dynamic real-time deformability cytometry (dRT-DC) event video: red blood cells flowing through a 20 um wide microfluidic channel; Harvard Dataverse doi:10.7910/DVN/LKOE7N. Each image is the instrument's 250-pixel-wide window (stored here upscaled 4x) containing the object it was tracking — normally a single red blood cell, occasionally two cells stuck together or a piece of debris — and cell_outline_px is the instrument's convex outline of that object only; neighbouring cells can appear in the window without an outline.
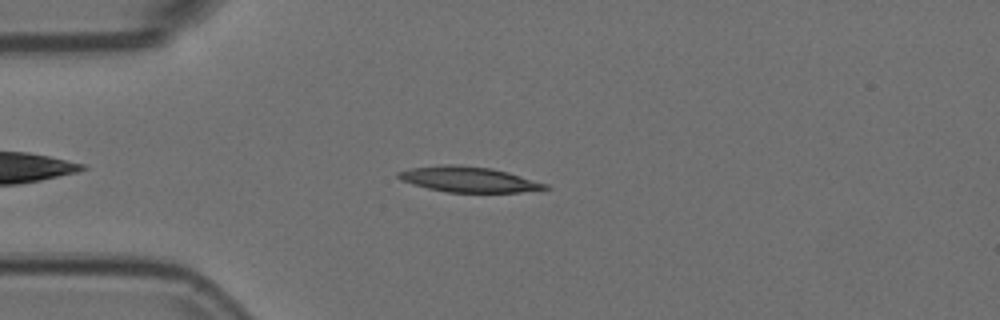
{"species": "Egyptian fruit bat (a non-hibernating species)", "species_latin": "Rousettus aegyptiacus", "temperature_condition": "room temperature", "stored_images_in_passage": 6, "camera_frame_rate_fps": 3000, "um_per_image_px": 0.085, "animal": {"sex": "female"}, "frame": {"image": 1, "passage_image": 3, "time_ms": 0.667, "image_size_px": [1000, 320], "cell_outline_px": [[552, 188], [520, 192], [448, 192], [428, 188], [412, 184], [400, 180], [396, 176], [396, 172], [412, 168], [444, 164], [456, 164], [492, 168], [508, 172], [548, 184]], "centroid_in_image_um": [39.83, 15.24], "position_along_channel_um": 45.2, "area_um2": 21.79}}
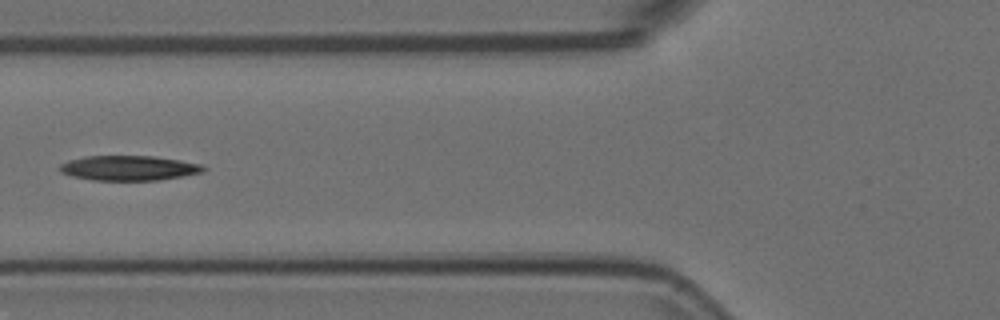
{"frame": {"image": 2, "passage_image": 5, "time_ms": 1.333, "image_size_px": [1000, 320], "cell_outline_px": [[208, 168], [204, 172], [156, 180], [92, 180], [72, 176], [60, 172], [56, 168], [60, 164], [68, 160], [84, 156], [152, 156], [180, 160], [200, 164]], "centroid_in_image_um": [10.9, 14.28], "position_along_channel_um": 114.9, "area_um2": 20.87}}
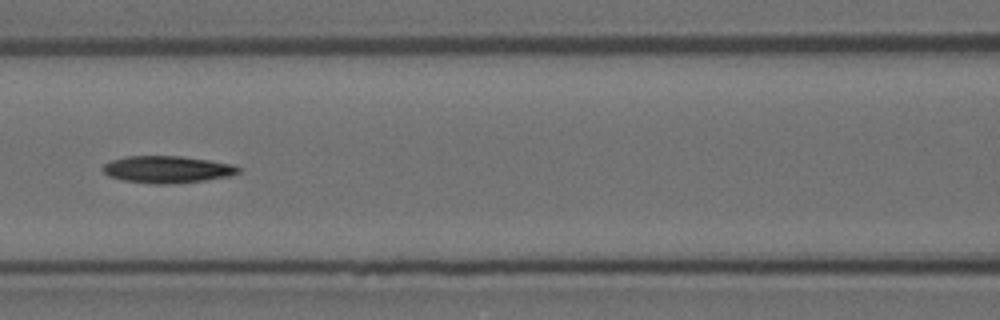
{"frame": {"image": 3, "passage_image": 6, "time_ms": 1.667, "image_size_px": [1000, 320], "cell_outline_px": [[240, 172], [228, 176], [204, 180], [172, 184], [152, 184], [124, 180], [108, 176], [100, 168], [104, 164], [112, 160], [124, 156], [180, 156], [208, 160], [232, 164], [240, 168]], "centroid_in_image_um": [14.17, 14.4], "position_along_channel_um": 152.4, "area_um2": 21.33}}